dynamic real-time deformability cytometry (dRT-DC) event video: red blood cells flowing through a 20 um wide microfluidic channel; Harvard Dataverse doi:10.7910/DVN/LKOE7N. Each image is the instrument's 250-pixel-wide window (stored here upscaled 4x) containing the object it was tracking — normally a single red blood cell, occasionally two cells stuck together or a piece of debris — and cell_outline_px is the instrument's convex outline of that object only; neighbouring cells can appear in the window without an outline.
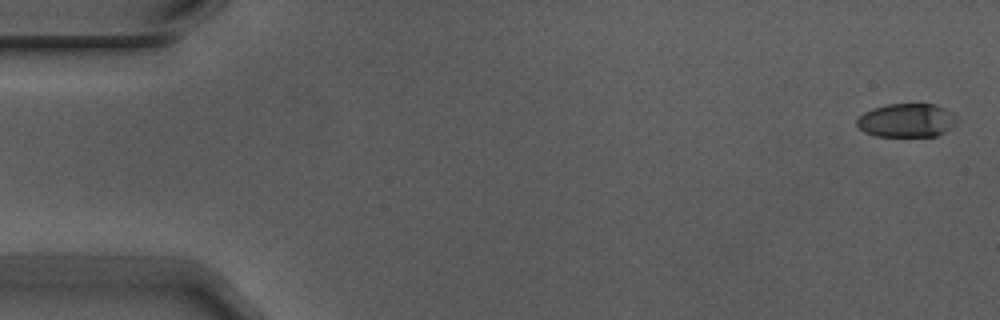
{"species": "Egyptian fruit bat (a non-hibernating species)", "species_latin": "Rousettus aegyptiacus", "temperature_condition": "warm", "stored_images_in_passage": 5, "camera_frame_rate_fps": 3000, "um_per_image_px": 0.085, "animal": {"sex": "male"}, "frame": {"image": 1, "passage_image": 1, "time_ms": 0.0, "image_size_px": [1000, 320], "cell_outline_px": [[960, 116], [944, 132], [936, 136], [876, 136], [864, 132], [856, 124], [856, 120], [864, 112], [872, 108], [888, 104], [936, 104]], "centroid_in_image_um": [77.05, 10.22], "position_along_channel_um": 7.9, "area_um2": 19.59}}
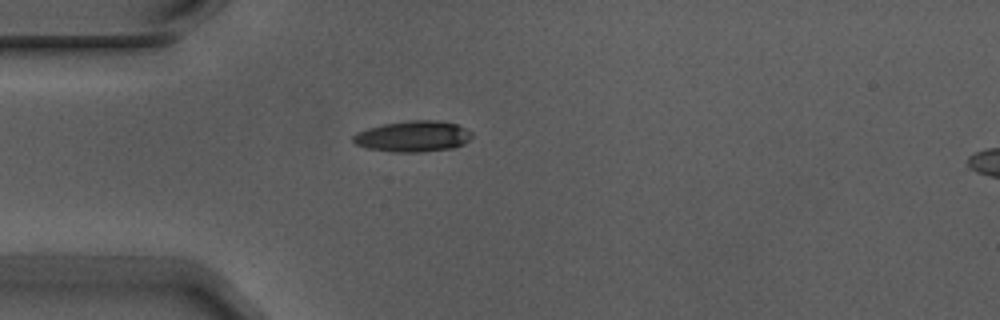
{"frame": {"image": 2, "passage_image": 5, "time_ms": 1.333, "image_size_px": [1000, 320], "cell_outline_px": [[472, 136], [464, 144], [452, 148], [420, 152], [396, 152], [368, 148], [356, 144], [352, 140], [352, 136], [356, 132], [368, 128], [384, 124], [408, 120], [436, 120], [456, 124], [472, 132]], "centroid_in_image_um": [35.1, 11.58], "position_along_channel_um": 49.9, "area_um2": 21.33}}